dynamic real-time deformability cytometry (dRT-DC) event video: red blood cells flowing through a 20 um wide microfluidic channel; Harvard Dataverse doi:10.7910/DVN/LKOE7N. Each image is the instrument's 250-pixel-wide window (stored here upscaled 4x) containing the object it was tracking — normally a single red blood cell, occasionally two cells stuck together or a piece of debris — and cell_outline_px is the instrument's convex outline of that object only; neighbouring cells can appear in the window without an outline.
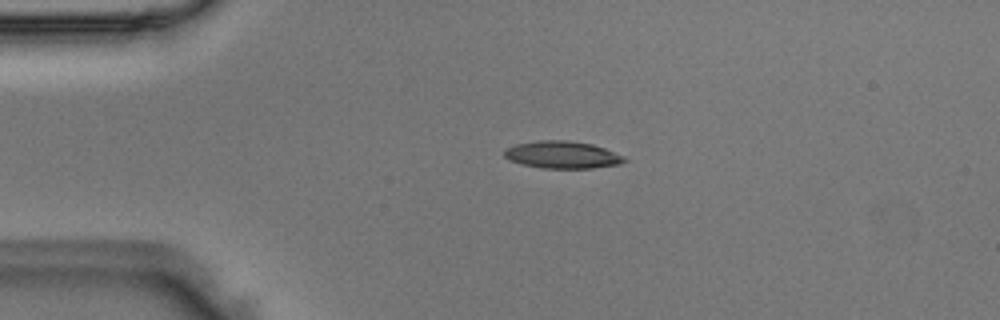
{"species": "Egyptian fruit bat (a non-hibernating species)", "species_latin": "Rousettus aegyptiacus", "temperature_condition": "room temperature", "stored_images_in_passage": 4, "camera_frame_rate_fps": 3000, "um_per_image_px": 0.085, "animal": {"sex": "male"}, "frame": {"image": 1, "passage_image": 2, "time_ms": 0.333, "image_size_px": [1000, 320], "cell_outline_px": [[628, 160], [620, 164], [592, 168], [540, 168], [508, 160], [504, 156], [504, 148], [516, 144], [536, 140], [568, 140], [592, 144], [604, 148], [624, 156]], "centroid_in_image_um": [47.78, 13.15], "position_along_channel_um": 37.2, "area_um2": 19.19}}